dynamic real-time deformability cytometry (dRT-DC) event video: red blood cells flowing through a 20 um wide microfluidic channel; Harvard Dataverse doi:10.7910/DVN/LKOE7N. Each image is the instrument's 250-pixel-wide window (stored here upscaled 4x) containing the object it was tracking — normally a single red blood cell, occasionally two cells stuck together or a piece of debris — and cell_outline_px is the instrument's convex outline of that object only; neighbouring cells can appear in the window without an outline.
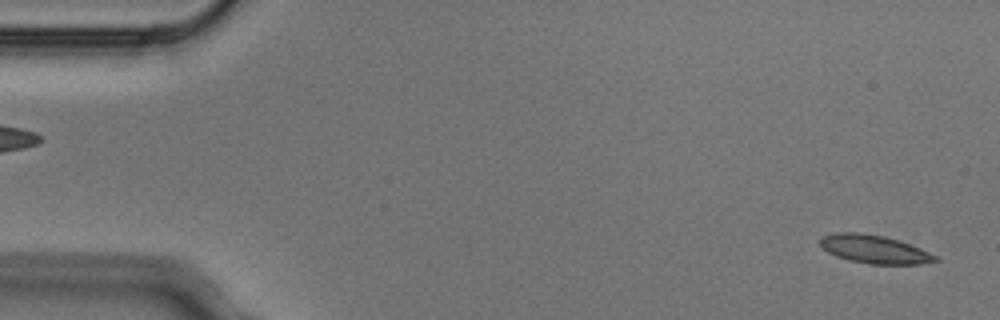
{"species": "Egyptian fruit bat (a non-hibernating species)", "species_latin": "Rousettus aegyptiacus", "temperature_condition": "cold", "stored_images_in_passage": 4, "segment_of_instrument_passage": [2, 2], "camera_frame_rate_fps": 3000, "um_per_image_px": 0.085, "animal": {"sex": "male"}, "frame": {"image": 1, "passage_image": 4, "time_ms": 1.0, "image_size_px": [1000, 320], "cell_outline_px": [[940, 260], [920, 264], [868, 264], [848, 260], [836, 256], [828, 252], [820, 244], [820, 236], [836, 232], [860, 232], [884, 236], [920, 248], [936, 256]], "centroid_in_image_um": [74.28, 21.18], "position_along_channel_um": 10.7, "area_um2": 18.9}}